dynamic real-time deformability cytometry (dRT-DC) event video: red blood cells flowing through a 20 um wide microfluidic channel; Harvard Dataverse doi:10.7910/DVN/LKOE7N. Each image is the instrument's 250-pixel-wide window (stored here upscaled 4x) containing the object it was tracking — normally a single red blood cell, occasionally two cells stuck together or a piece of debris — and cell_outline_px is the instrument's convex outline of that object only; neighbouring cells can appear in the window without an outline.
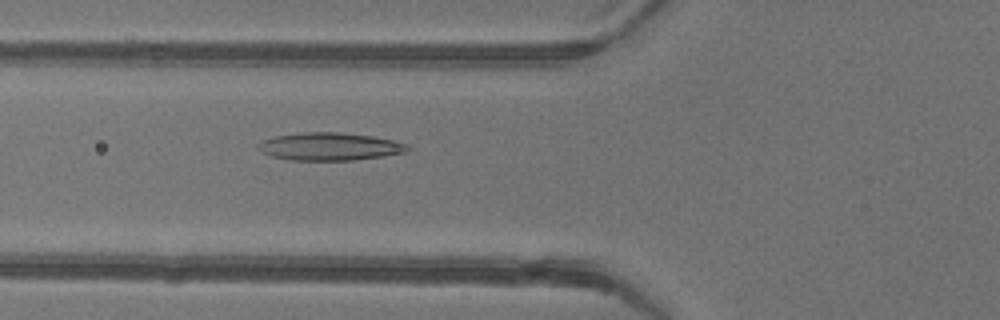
{"species": "common noctule bat (a hibernating species)", "species_latin": "Nyctalus noctula", "temperature_condition": "warm", "stored_images_in_passage": 50, "camera_frame_rate_fps": 3000, "um_per_image_px": 0.085, "animal": {"sex": "female"}, "frame": {"image": 1, "passage_image": 20, "time_ms": 6.333, "image_size_px": [1000, 320], "cell_outline_px": [[412, 148], [404, 152], [384, 156], [352, 160], [288, 160], [272, 156], [256, 148], [256, 144], [260, 140], [276, 136], [304, 132], [340, 132], [372, 136], [396, 140], [408, 144]], "centroid_in_image_um": [28.03, 12.45], "position_along_channel_um": 97.8, "area_um2": 24.33}}
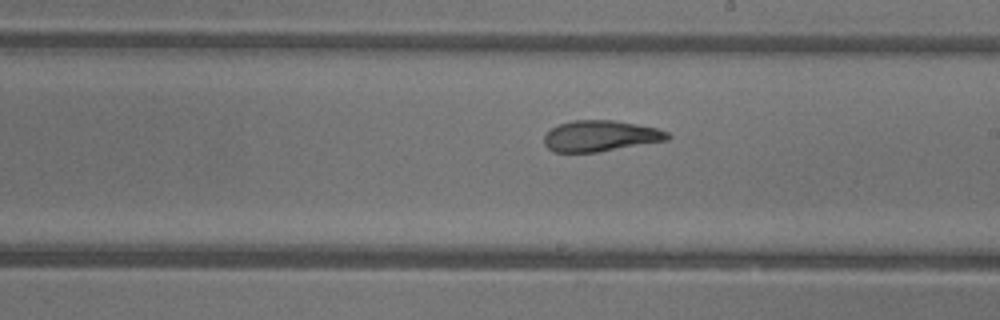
{"frame": {"image": 2, "passage_image": 30, "time_ms": 9.667, "image_size_px": [1000, 320], "cell_outline_px": [[672, 136], [668, 140], [596, 152], [552, 152], [544, 144], [544, 136], [552, 128], [560, 124], [572, 120], [612, 120], [660, 128], [668, 132]], "centroid_in_image_um": [51.06, 11.55], "position_along_channel_um": 237.9, "area_um2": 22.25}}
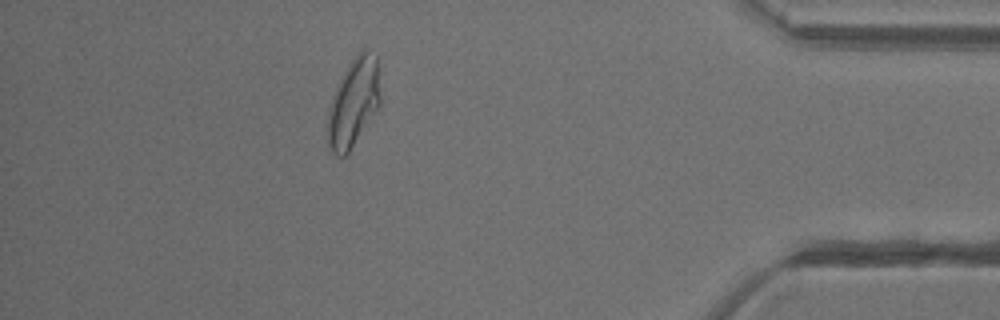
{"frame": {"image": 3, "passage_image": 45, "time_ms": 14.667, "image_size_px": [1000, 320], "cell_outline_px": [[380, 104], [376, 112], [348, 152], [344, 156], [336, 156], [328, 148], [328, 112], [332, 96], [348, 64], [356, 52], [364, 48], [368, 48], [376, 56], [380, 96]], "centroid_in_image_um": [30.05, 8.69], "position_along_channel_um": 405.2, "area_um2": 26.99}, "authors_computed_cell_mechanics": {"area_um2": 25.2297, "velocity_mm_per_s": 4.1923, "shape_relaxation_time_tau1_ms": 8.2032, "shape_relaxation_time_tau2_ms": 1.5783, "deformation_change_tau1": 0.2967, "deformation_change_tau2": 0.0959}}